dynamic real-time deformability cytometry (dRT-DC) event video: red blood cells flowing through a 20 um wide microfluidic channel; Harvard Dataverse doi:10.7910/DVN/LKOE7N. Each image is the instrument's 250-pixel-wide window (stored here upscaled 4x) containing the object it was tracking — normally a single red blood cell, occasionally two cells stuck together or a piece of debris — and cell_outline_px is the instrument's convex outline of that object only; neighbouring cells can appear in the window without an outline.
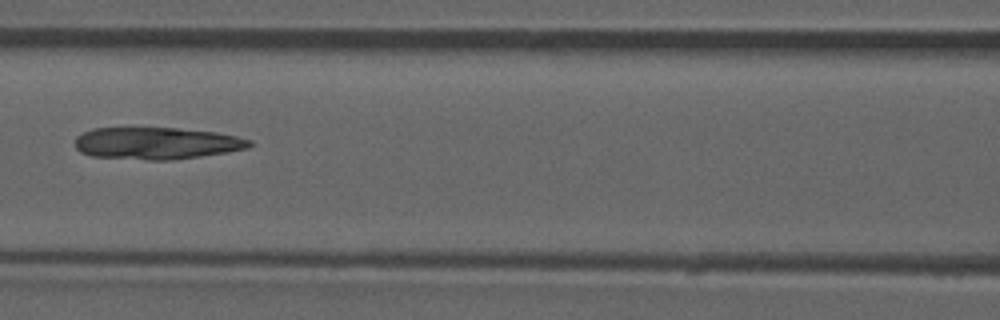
{"species": "common noctule bat (a hibernating species)", "species_latin": "Nyctalus noctula", "temperature_condition": "room temperature", "stored_images_in_passage": 52, "camera_frame_rate_fps": 3000, "um_per_image_px": 0.085, "animal": {"sex": "male", "forearm_length_mm": 52.5}, "frame": {"image": 1, "passage_image": 23, "time_ms": 7.333, "image_size_px": [1000, 320], "cell_outline_px": [[252, 144], [248, 148], [228, 152], [172, 160], [148, 160], [92, 156], [80, 152], [76, 148], [76, 136], [92, 128], [176, 128], [216, 132], [236, 136], [252, 140]], "centroid_in_image_um": [13.32, 12.18], "position_along_channel_um": 153.3, "area_um2": 32.54}}